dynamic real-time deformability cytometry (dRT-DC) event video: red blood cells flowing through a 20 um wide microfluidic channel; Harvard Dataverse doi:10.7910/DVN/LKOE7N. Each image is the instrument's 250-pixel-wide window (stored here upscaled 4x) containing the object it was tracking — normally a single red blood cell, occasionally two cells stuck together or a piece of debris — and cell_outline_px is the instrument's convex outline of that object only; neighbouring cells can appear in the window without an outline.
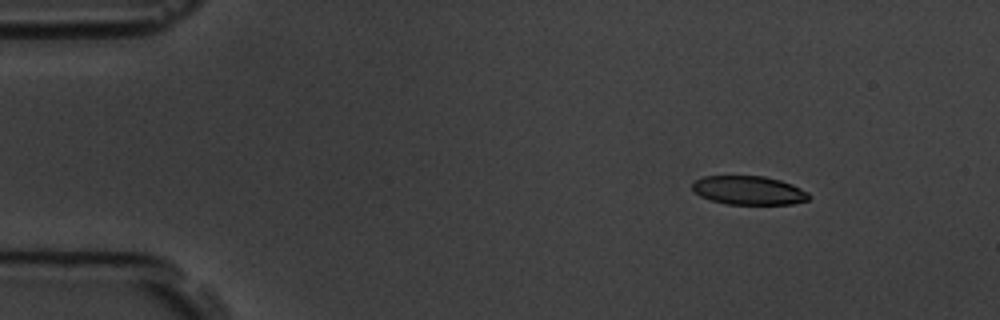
{"species": "common noctule bat (a hibernating species)", "species_latin": "Nyctalus noctula", "temperature_condition": "room temperature", "stored_images_in_passage": 5, "camera_frame_rate_fps": 3000, "um_per_image_px": 0.085, "animal": {"sex": "male", "body_mass_g": 19.5, "forearm_length_mm": 54.6}, "frame": {"image": 1, "passage_image": 1, "time_ms": 0.0, "image_size_px": [1000, 320], "cell_outline_px": [[812, 196], [808, 200], [792, 204], [728, 204], [712, 200], [700, 196], [692, 188], [692, 184], [696, 180], [704, 176], [764, 176], [780, 180], [792, 184], [808, 192]], "centroid_in_image_um": [63.68, 16.18], "position_along_channel_um": 21.3, "area_um2": 19.48}}
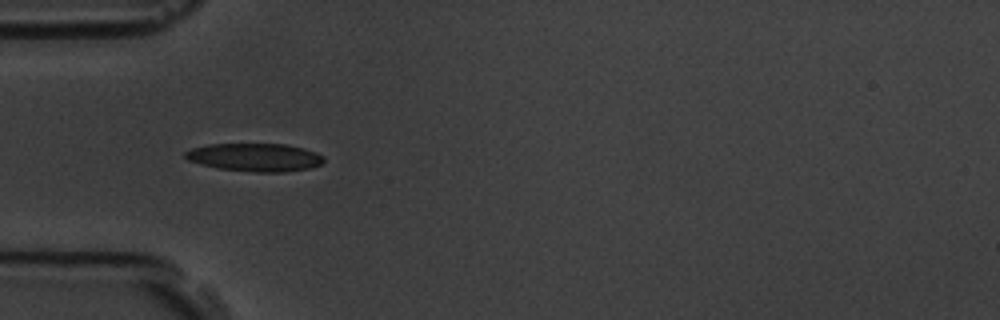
{"frame": {"image": 2, "passage_image": 4, "time_ms": 3.333, "image_size_px": [1000, 320], "cell_outline_px": [[324, 160], [320, 164], [308, 168], [284, 172], [256, 172], [216, 168], [200, 164], [188, 160], [184, 156], [184, 152], [192, 148], [208, 144], [284, 144], [304, 148], [316, 152], [324, 156]], "centroid_in_image_um": [21.65, 13.37], "position_along_channel_um": 63.4, "area_um2": 22.66}}
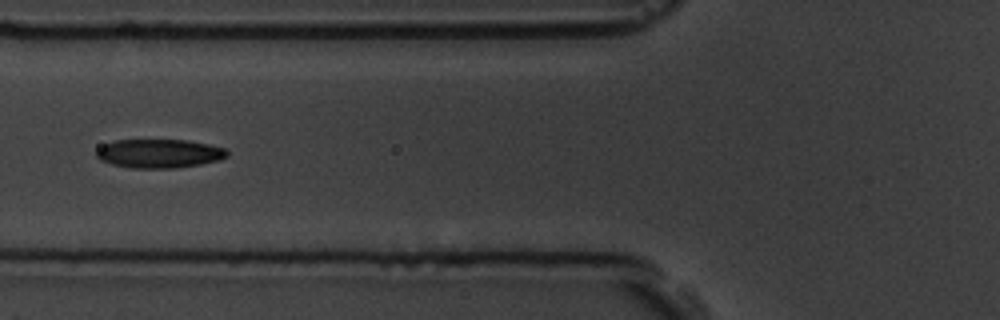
{"frame": {"image": 3, "passage_image": 5, "time_ms": 4.667, "image_size_px": [1000, 320], "cell_outline_px": [[228, 156], [220, 160], [200, 164], [176, 168], [128, 168], [112, 164], [100, 160], [96, 156], [96, 152], [104, 144], [116, 140], [188, 140], [208, 144], [224, 148], [228, 152]], "centroid_in_image_um": [13.54, 13.05], "position_along_channel_um": 112.3, "area_um2": 21.96}}